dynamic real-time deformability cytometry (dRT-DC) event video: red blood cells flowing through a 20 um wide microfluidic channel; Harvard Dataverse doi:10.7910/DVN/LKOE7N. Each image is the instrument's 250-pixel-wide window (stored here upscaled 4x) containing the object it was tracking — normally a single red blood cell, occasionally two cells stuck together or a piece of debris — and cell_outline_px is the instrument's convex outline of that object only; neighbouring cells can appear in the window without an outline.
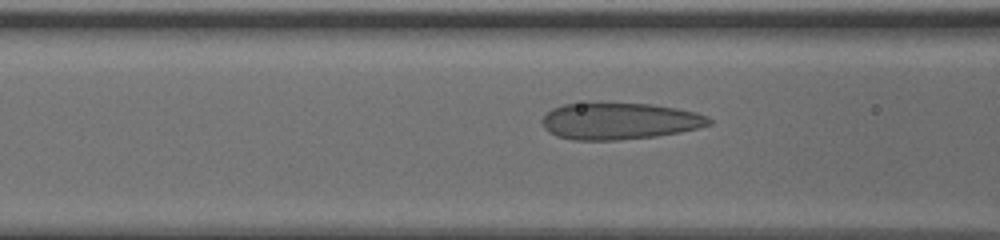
{"species": "human", "species_latin": "Homo sapiens", "temperature_condition": "cold", "stored_images_in_passage": 45, "camera_frame_rate_fps": 3000, "um_per_image_px": 0.085, "donor": {"sex": "male"}, "frame": {"image": 1, "passage_image": 17, "time_ms": 5.333, "image_size_px": [1000, 240], "cell_outline_px": [[712, 124], [680, 132], [656, 136], [616, 140], [572, 140], [556, 136], [548, 132], [544, 128], [540, 120], [552, 108], [564, 104], [588, 100], [652, 104], [676, 108], [696, 112], [708, 116], [712, 120]], "centroid_in_image_um": [52.59, 10.25], "position_along_channel_um": 114.0, "area_um2": 36.76}}
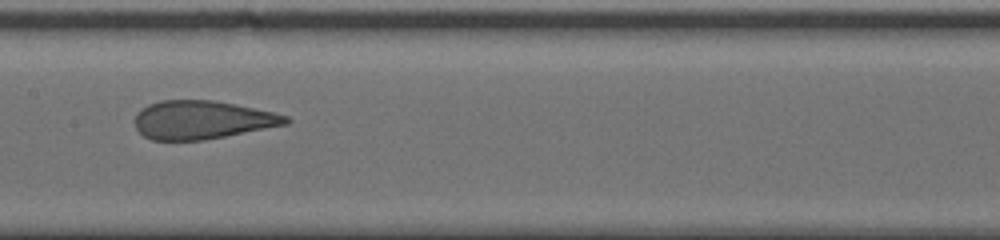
{"frame": {"image": 2, "passage_image": 23, "time_ms": 7.333, "image_size_px": [1000, 240], "cell_outline_px": [[292, 120], [288, 124], [204, 140], [152, 140], [144, 136], [136, 128], [136, 112], [140, 108], [148, 104], [160, 100], [212, 100], [272, 112], [288, 116]], "centroid_in_image_um": [17.15, 10.19], "position_along_channel_um": 190.2, "area_um2": 33.58}}
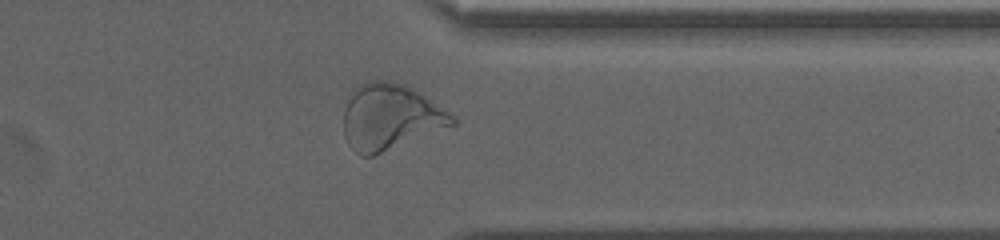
{"frame": {"image": 3, "passage_image": 38, "time_ms": 12.333, "image_size_px": [1000, 240], "cell_outline_px": [[456, 124], [372, 156], [360, 156], [348, 144], [344, 136], [344, 108], [352, 88], [372, 80], [392, 80], [404, 84], [412, 88], [456, 116]], "centroid_in_image_um": [33.15, 9.93], "position_along_channel_um": 378.2, "area_um2": 41.67}}